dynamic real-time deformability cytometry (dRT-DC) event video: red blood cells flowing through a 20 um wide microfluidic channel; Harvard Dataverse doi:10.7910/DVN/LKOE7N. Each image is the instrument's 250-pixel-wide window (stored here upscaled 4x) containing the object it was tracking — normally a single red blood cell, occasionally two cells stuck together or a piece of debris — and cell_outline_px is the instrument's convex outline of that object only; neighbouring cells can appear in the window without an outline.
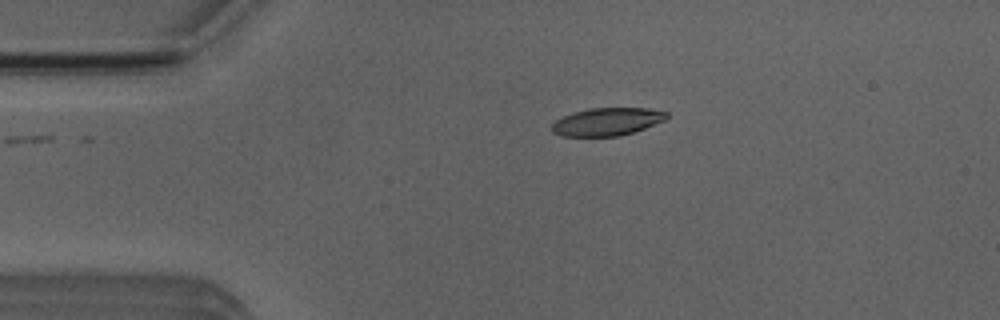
{"species": "Egyptian fruit bat (a non-hibernating species)", "species_latin": "Rousettus aegyptiacus", "temperature_condition": "room temperature", "stored_images_in_passage": 42, "camera_frame_rate_fps": 3000, "um_per_image_px": 0.085, "animal": {"sex": "male"}, "frame": {"image": 1, "passage_image": 1, "time_ms": 0.0, "image_size_px": [1000, 320], "cell_outline_px": [[668, 116], [664, 120], [644, 128], [620, 136], [560, 136], [552, 132], [552, 124], [556, 120], [572, 112], [588, 108], [648, 108], [668, 112]], "centroid_in_image_um": [51.58, 10.34], "position_along_channel_um": 33.4, "area_um2": 18.55}}
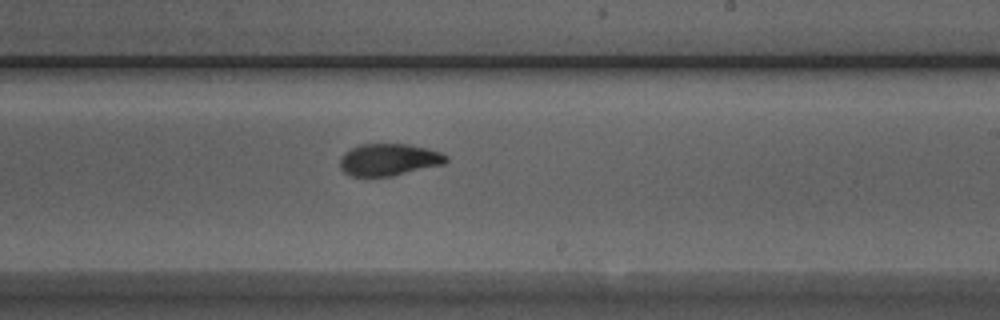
{"frame": {"image": 2, "passage_image": 21, "time_ms": 6.667, "image_size_px": [1000, 320], "cell_outline_px": [[448, 160], [444, 164], [392, 176], [352, 176], [344, 172], [340, 168], [340, 156], [344, 152], [360, 144], [408, 144], [428, 148], [440, 152], [448, 156]], "centroid_in_image_um": [33.05, 13.57], "position_along_channel_um": 255.9, "area_um2": 19.88}}
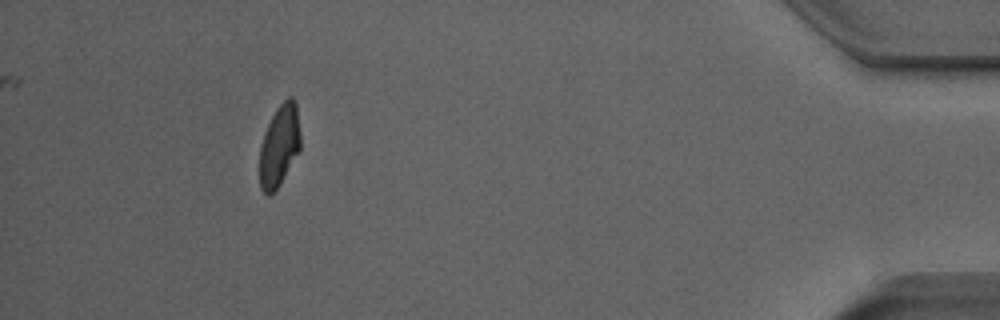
{"frame": {"image": 3, "passage_image": 38, "time_ms": 12.333, "image_size_px": [1000, 320], "cell_outline_px": [[300, 148], [280, 184], [268, 196], [260, 188], [260, 148], [264, 132], [276, 108], [288, 96], [292, 96], [296, 104], [300, 132]], "centroid_in_image_um": [23.74, 12.35], "position_along_channel_um": 411.5, "area_um2": 19.19}, "authors_computed_cell_mechanics": {"area_um2": 20.3456, "velocity_mm_per_s": 3.9289, "shape_relaxation_time_tau1_ms": 2.7954, "shape_relaxation_time_tau2_ms": 2.5447, "deformation_change_tau1": 0.1642, "deformation_change_tau2": 0.0644}}